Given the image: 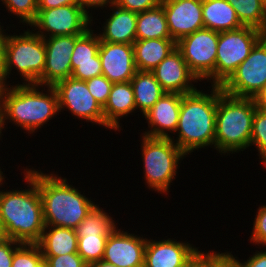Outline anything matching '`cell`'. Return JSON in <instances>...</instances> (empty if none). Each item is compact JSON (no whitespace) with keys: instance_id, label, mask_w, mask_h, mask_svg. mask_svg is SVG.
<instances>
[{"instance_id":"f1b7e54d","label":"cell","mask_w":266,"mask_h":267,"mask_svg":"<svg viewBox=\"0 0 266 267\" xmlns=\"http://www.w3.org/2000/svg\"><path fill=\"white\" fill-rule=\"evenodd\" d=\"M236 11L243 26L261 30L266 34V6L261 0H227Z\"/></svg>"},{"instance_id":"836d02e7","label":"cell","mask_w":266,"mask_h":267,"mask_svg":"<svg viewBox=\"0 0 266 267\" xmlns=\"http://www.w3.org/2000/svg\"><path fill=\"white\" fill-rule=\"evenodd\" d=\"M87 88L95 100L103 108L107 103L113 82L109 81L103 74L86 80Z\"/></svg>"},{"instance_id":"ac0fdd59","label":"cell","mask_w":266,"mask_h":267,"mask_svg":"<svg viewBox=\"0 0 266 267\" xmlns=\"http://www.w3.org/2000/svg\"><path fill=\"white\" fill-rule=\"evenodd\" d=\"M182 94L165 92L143 117L148 123L147 131L141 135L154 138H171L178 126ZM169 133V134H168Z\"/></svg>"},{"instance_id":"e0dca14e","label":"cell","mask_w":266,"mask_h":267,"mask_svg":"<svg viewBox=\"0 0 266 267\" xmlns=\"http://www.w3.org/2000/svg\"><path fill=\"white\" fill-rule=\"evenodd\" d=\"M102 74L111 82H128L137 72L133 45L100 40Z\"/></svg>"},{"instance_id":"7dc6e473","label":"cell","mask_w":266,"mask_h":267,"mask_svg":"<svg viewBox=\"0 0 266 267\" xmlns=\"http://www.w3.org/2000/svg\"><path fill=\"white\" fill-rule=\"evenodd\" d=\"M88 267H117V266L111 263H108L104 260H100V261L89 264Z\"/></svg>"},{"instance_id":"8d00e7d4","label":"cell","mask_w":266,"mask_h":267,"mask_svg":"<svg viewBox=\"0 0 266 267\" xmlns=\"http://www.w3.org/2000/svg\"><path fill=\"white\" fill-rule=\"evenodd\" d=\"M217 251L197 250L182 267H210L221 255Z\"/></svg>"},{"instance_id":"9a60e30c","label":"cell","mask_w":266,"mask_h":267,"mask_svg":"<svg viewBox=\"0 0 266 267\" xmlns=\"http://www.w3.org/2000/svg\"><path fill=\"white\" fill-rule=\"evenodd\" d=\"M171 38L182 37L204 28L202 0H161Z\"/></svg>"},{"instance_id":"60d3db41","label":"cell","mask_w":266,"mask_h":267,"mask_svg":"<svg viewBox=\"0 0 266 267\" xmlns=\"http://www.w3.org/2000/svg\"><path fill=\"white\" fill-rule=\"evenodd\" d=\"M233 257L238 261L240 267H266V249L256 251L255 254L251 255L247 261L241 262L238 257Z\"/></svg>"},{"instance_id":"52a82bcc","label":"cell","mask_w":266,"mask_h":267,"mask_svg":"<svg viewBox=\"0 0 266 267\" xmlns=\"http://www.w3.org/2000/svg\"><path fill=\"white\" fill-rule=\"evenodd\" d=\"M5 33V69L7 79L13 68L22 77V84H39L45 67L44 38L28 29L19 35ZM24 81V82H23ZM26 81V82H25Z\"/></svg>"},{"instance_id":"681fc988","label":"cell","mask_w":266,"mask_h":267,"mask_svg":"<svg viewBox=\"0 0 266 267\" xmlns=\"http://www.w3.org/2000/svg\"><path fill=\"white\" fill-rule=\"evenodd\" d=\"M5 178L6 177H4L3 172L1 170V167H0V187L4 184L3 180H5ZM0 191H1V189H0Z\"/></svg>"},{"instance_id":"5bb4252c","label":"cell","mask_w":266,"mask_h":267,"mask_svg":"<svg viewBox=\"0 0 266 267\" xmlns=\"http://www.w3.org/2000/svg\"><path fill=\"white\" fill-rule=\"evenodd\" d=\"M141 236L116 227L107 238L103 260L117 267H144L147 238Z\"/></svg>"},{"instance_id":"f35d334b","label":"cell","mask_w":266,"mask_h":267,"mask_svg":"<svg viewBox=\"0 0 266 267\" xmlns=\"http://www.w3.org/2000/svg\"><path fill=\"white\" fill-rule=\"evenodd\" d=\"M22 243L11 238L0 243V267H12L14 251Z\"/></svg>"},{"instance_id":"3957f363","label":"cell","mask_w":266,"mask_h":267,"mask_svg":"<svg viewBox=\"0 0 266 267\" xmlns=\"http://www.w3.org/2000/svg\"><path fill=\"white\" fill-rule=\"evenodd\" d=\"M210 94L203 90L183 94L176 140L170 139L186 154L205 147H214L218 86Z\"/></svg>"},{"instance_id":"f546056e","label":"cell","mask_w":266,"mask_h":267,"mask_svg":"<svg viewBox=\"0 0 266 267\" xmlns=\"http://www.w3.org/2000/svg\"><path fill=\"white\" fill-rule=\"evenodd\" d=\"M77 253L89 265L103 260L108 236H77Z\"/></svg>"},{"instance_id":"f6af8a7d","label":"cell","mask_w":266,"mask_h":267,"mask_svg":"<svg viewBox=\"0 0 266 267\" xmlns=\"http://www.w3.org/2000/svg\"><path fill=\"white\" fill-rule=\"evenodd\" d=\"M257 107L266 110V86L255 98Z\"/></svg>"},{"instance_id":"9c48e42d","label":"cell","mask_w":266,"mask_h":267,"mask_svg":"<svg viewBox=\"0 0 266 267\" xmlns=\"http://www.w3.org/2000/svg\"><path fill=\"white\" fill-rule=\"evenodd\" d=\"M219 32L203 28L186 35L176 42V48L189 69L200 80L215 86V65ZM212 80V81H211Z\"/></svg>"},{"instance_id":"f5cc1de1","label":"cell","mask_w":266,"mask_h":267,"mask_svg":"<svg viewBox=\"0 0 266 267\" xmlns=\"http://www.w3.org/2000/svg\"><path fill=\"white\" fill-rule=\"evenodd\" d=\"M261 1L266 6V0H261Z\"/></svg>"},{"instance_id":"d6986e66","label":"cell","mask_w":266,"mask_h":267,"mask_svg":"<svg viewBox=\"0 0 266 267\" xmlns=\"http://www.w3.org/2000/svg\"><path fill=\"white\" fill-rule=\"evenodd\" d=\"M193 244L177 239H148L145 248L144 267H182L198 250Z\"/></svg>"},{"instance_id":"b9f144b4","label":"cell","mask_w":266,"mask_h":267,"mask_svg":"<svg viewBox=\"0 0 266 267\" xmlns=\"http://www.w3.org/2000/svg\"><path fill=\"white\" fill-rule=\"evenodd\" d=\"M65 5H79V0H38V10L52 9Z\"/></svg>"},{"instance_id":"f907efd6","label":"cell","mask_w":266,"mask_h":267,"mask_svg":"<svg viewBox=\"0 0 266 267\" xmlns=\"http://www.w3.org/2000/svg\"><path fill=\"white\" fill-rule=\"evenodd\" d=\"M2 129H1V115H0V139H1V137H2Z\"/></svg>"},{"instance_id":"6da1fadb","label":"cell","mask_w":266,"mask_h":267,"mask_svg":"<svg viewBox=\"0 0 266 267\" xmlns=\"http://www.w3.org/2000/svg\"><path fill=\"white\" fill-rule=\"evenodd\" d=\"M23 171L27 189L0 191V220L8 238L37 243L45 228L37 171L33 167Z\"/></svg>"},{"instance_id":"d590c367","label":"cell","mask_w":266,"mask_h":267,"mask_svg":"<svg viewBox=\"0 0 266 267\" xmlns=\"http://www.w3.org/2000/svg\"><path fill=\"white\" fill-rule=\"evenodd\" d=\"M46 267H88V264L78 253L59 256H43Z\"/></svg>"},{"instance_id":"44dd1931","label":"cell","mask_w":266,"mask_h":267,"mask_svg":"<svg viewBox=\"0 0 266 267\" xmlns=\"http://www.w3.org/2000/svg\"><path fill=\"white\" fill-rule=\"evenodd\" d=\"M109 18L102 25L98 36L101 41L124 43L133 45L136 41L137 13L120 8L117 5L110 7Z\"/></svg>"},{"instance_id":"8992f818","label":"cell","mask_w":266,"mask_h":267,"mask_svg":"<svg viewBox=\"0 0 266 267\" xmlns=\"http://www.w3.org/2000/svg\"><path fill=\"white\" fill-rule=\"evenodd\" d=\"M140 139L145 185L149 190L168 195L177 169L187 155L170 138L142 135Z\"/></svg>"},{"instance_id":"7402d4cb","label":"cell","mask_w":266,"mask_h":267,"mask_svg":"<svg viewBox=\"0 0 266 267\" xmlns=\"http://www.w3.org/2000/svg\"><path fill=\"white\" fill-rule=\"evenodd\" d=\"M136 111L134 92L131 82L113 83L107 103L103 107L105 128L121 130L120 118Z\"/></svg>"},{"instance_id":"30bf717a","label":"cell","mask_w":266,"mask_h":267,"mask_svg":"<svg viewBox=\"0 0 266 267\" xmlns=\"http://www.w3.org/2000/svg\"><path fill=\"white\" fill-rule=\"evenodd\" d=\"M265 86L266 34L221 88L224 93L234 97L256 98Z\"/></svg>"},{"instance_id":"d6a6232c","label":"cell","mask_w":266,"mask_h":267,"mask_svg":"<svg viewBox=\"0 0 266 267\" xmlns=\"http://www.w3.org/2000/svg\"><path fill=\"white\" fill-rule=\"evenodd\" d=\"M256 146L261 163L266 159V110L256 108L251 131L250 146Z\"/></svg>"},{"instance_id":"74e56055","label":"cell","mask_w":266,"mask_h":267,"mask_svg":"<svg viewBox=\"0 0 266 267\" xmlns=\"http://www.w3.org/2000/svg\"><path fill=\"white\" fill-rule=\"evenodd\" d=\"M160 2L161 0H116L115 5L138 14L156 7Z\"/></svg>"},{"instance_id":"cb8c5ba5","label":"cell","mask_w":266,"mask_h":267,"mask_svg":"<svg viewBox=\"0 0 266 267\" xmlns=\"http://www.w3.org/2000/svg\"><path fill=\"white\" fill-rule=\"evenodd\" d=\"M202 12L204 28L224 32L243 27L227 0H202Z\"/></svg>"},{"instance_id":"7bdbcfd3","label":"cell","mask_w":266,"mask_h":267,"mask_svg":"<svg viewBox=\"0 0 266 267\" xmlns=\"http://www.w3.org/2000/svg\"><path fill=\"white\" fill-rule=\"evenodd\" d=\"M232 252L223 254L210 267H240L238 261L233 257Z\"/></svg>"},{"instance_id":"d4e9b609","label":"cell","mask_w":266,"mask_h":267,"mask_svg":"<svg viewBox=\"0 0 266 267\" xmlns=\"http://www.w3.org/2000/svg\"><path fill=\"white\" fill-rule=\"evenodd\" d=\"M77 242L76 229L45 226L37 244L43 256H59L77 253Z\"/></svg>"},{"instance_id":"bcb514c9","label":"cell","mask_w":266,"mask_h":267,"mask_svg":"<svg viewBox=\"0 0 266 267\" xmlns=\"http://www.w3.org/2000/svg\"><path fill=\"white\" fill-rule=\"evenodd\" d=\"M8 30H0V58H5V32Z\"/></svg>"},{"instance_id":"1f68e13d","label":"cell","mask_w":266,"mask_h":267,"mask_svg":"<svg viewBox=\"0 0 266 267\" xmlns=\"http://www.w3.org/2000/svg\"><path fill=\"white\" fill-rule=\"evenodd\" d=\"M2 4L11 13L17 16L18 23L29 26L36 18L38 12V0H1ZM0 1V2H1Z\"/></svg>"},{"instance_id":"ffe728a7","label":"cell","mask_w":266,"mask_h":267,"mask_svg":"<svg viewBox=\"0 0 266 267\" xmlns=\"http://www.w3.org/2000/svg\"><path fill=\"white\" fill-rule=\"evenodd\" d=\"M90 28L76 41L71 55V77L86 81L102 75L101 60L99 57L100 39L98 33Z\"/></svg>"},{"instance_id":"7c38bea8","label":"cell","mask_w":266,"mask_h":267,"mask_svg":"<svg viewBox=\"0 0 266 267\" xmlns=\"http://www.w3.org/2000/svg\"><path fill=\"white\" fill-rule=\"evenodd\" d=\"M53 87L58 94L60 112L68 109L77 119L105 128L103 108L89 92L86 81L68 77L57 82Z\"/></svg>"},{"instance_id":"484cf974","label":"cell","mask_w":266,"mask_h":267,"mask_svg":"<svg viewBox=\"0 0 266 267\" xmlns=\"http://www.w3.org/2000/svg\"><path fill=\"white\" fill-rule=\"evenodd\" d=\"M130 82L134 92L136 111L139 110L142 116L165 93L154 74L149 71H137Z\"/></svg>"},{"instance_id":"4fadbf2b","label":"cell","mask_w":266,"mask_h":267,"mask_svg":"<svg viewBox=\"0 0 266 267\" xmlns=\"http://www.w3.org/2000/svg\"><path fill=\"white\" fill-rule=\"evenodd\" d=\"M81 35H66L44 38L46 49L45 67L40 85L54 86L57 82L71 77V55L75 41Z\"/></svg>"},{"instance_id":"816d5d0a","label":"cell","mask_w":266,"mask_h":267,"mask_svg":"<svg viewBox=\"0 0 266 267\" xmlns=\"http://www.w3.org/2000/svg\"><path fill=\"white\" fill-rule=\"evenodd\" d=\"M262 164L264 165V167L266 169V159L262 162Z\"/></svg>"},{"instance_id":"7a4b0ae2","label":"cell","mask_w":266,"mask_h":267,"mask_svg":"<svg viewBox=\"0 0 266 267\" xmlns=\"http://www.w3.org/2000/svg\"><path fill=\"white\" fill-rule=\"evenodd\" d=\"M45 87L18 82L0 91L1 129L5 130L10 120L30 135L54 118L60 112L58 94L53 86Z\"/></svg>"},{"instance_id":"ab89813d","label":"cell","mask_w":266,"mask_h":267,"mask_svg":"<svg viewBox=\"0 0 266 267\" xmlns=\"http://www.w3.org/2000/svg\"><path fill=\"white\" fill-rule=\"evenodd\" d=\"M116 4V0H79V6L92 17V24H93V16L92 13L89 14L90 9L97 10L98 8L104 9L107 6L110 8L111 6Z\"/></svg>"},{"instance_id":"603a6c76","label":"cell","mask_w":266,"mask_h":267,"mask_svg":"<svg viewBox=\"0 0 266 267\" xmlns=\"http://www.w3.org/2000/svg\"><path fill=\"white\" fill-rule=\"evenodd\" d=\"M137 71L151 72L176 48L173 39L136 40L133 43Z\"/></svg>"},{"instance_id":"ba28073f","label":"cell","mask_w":266,"mask_h":267,"mask_svg":"<svg viewBox=\"0 0 266 267\" xmlns=\"http://www.w3.org/2000/svg\"><path fill=\"white\" fill-rule=\"evenodd\" d=\"M264 35L261 30L249 26L219 32L215 86H222L230 78Z\"/></svg>"},{"instance_id":"c3c4849f","label":"cell","mask_w":266,"mask_h":267,"mask_svg":"<svg viewBox=\"0 0 266 267\" xmlns=\"http://www.w3.org/2000/svg\"><path fill=\"white\" fill-rule=\"evenodd\" d=\"M8 237L6 236L4 226L0 220V243L4 242Z\"/></svg>"},{"instance_id":"277c9868","label":"cell","mask_w":266,"mask_h":267,"mask_svg":"<svg viewBox=\"0 0 266 267\" xmlns=\"http://www.w3.org/2000/svg\"><path fill=\"white\" fill-rule=\"evenodd\" d=\"M66 179L57 173L46 174L37 170L45 226L76 229L96 205Z\"/></svg>"},{"instance_id":"8fae6325","label":"cell","mask_w":266,"mask_h":267,"mask_svg":"<svg viewBox=\"0 0 266 267\" xmlns=\"http://www.w3.org/2000/svg\"><path fill=\"white\" fill-rule=\"evenodd\" d=\"M29 26L42 38L83 35L92 28V17L79 5H65L38 10L36 18Z\"/></svg>"},{"instance_id":"83f0119b","label":"cell","mask_w":266,"mask_h":267,"mask_svg":"<svg viewBox=\"0 0 266 267\" xmlns=\"http://www.w3.org/2000/svg\"><path fill=\"white\" fill-rule=\"evenodd\" d=\"M117 227L106 210L95 205L76 228L77 236H109Z\"/></svg>"},{"instance_id":"4316f807","label":"cell","mask_w":266,"mask_h":267,"mask_svg":"<svg viewBox=\"0 0 266 267\" xmlns=\"http://www.w3.org/2000/svg\"><path fill=\"white\" fill-rule=\"evenodd\" d=\"M172 39L168 30L163 5L138 13L136 40Z\"/></svg>"},{"instance_id":"4dcf8cb0","label":"cell","mask_w":266,"mask_h":267,"mask_svg":"<svg viewBox=\"0 0 266 267\" xmlns=\"http://www.w3.org/2000/svg\"><path fill=\"white\" fill-rule=\"evenodd\" d=\"M44 258L37 243H22L15 251L12 267H41Z\"/></svg>"},{"instance_id":"ee69618b","label":"cell","mask_w":266,"mask_h":267,"mask_svg":"<svg viewBox=\"0 0 266 267\" xmlns=\"http://www.w3.org/2000/svg\"><path fill=\"white\" fill-rule=\"evenodd\" d=\"M7 82V74L5 69V58H0V91H3L5 88L9 87Z\"/></svg>"},{"instance_id":"e575fe53","label":"cell","mask_w":266,"mask_h":267,"mask_svg":"<svg viewBox=\"0 0 266 267\" xmlns=\"http://www.w3.org/2000/svg\"><path fill=\"white\" fill-rule=\"evenodd\" d=\"M253 222L250 243L266 247V205L259 206Z\"/></svg>"},{"instance_id":"5b68a950","label":"cell","mask_w":266,"mask_h":267,"mask_svg":"<svg viewBox=\"0 0 266 267\" xmlns=\"http://www.w3.org/2000/svg\"><path fill=\"white\" fill-rule=\"evenodd\" d=\"M255 98L234 97L218 86L214 149L220 154H235L250 147Z\"/></svg>"},{"instance_id":"2e32d148","label":"cell","mask_w":266,"mask_h":267,"mask_svg":"<svg viewBox=\"0 0 266 267\" xmlns=\"http://www.w3.org/2000/svg\"><path fill=\"white\" fill-rule=\"evenodd\" d=\"M151 72L167 93L183 95L194 92L197 90L194 84L200 81L189 69L177 48L172 50Z\"/></svg>"},{"instance_id":"db71d44e","label":"cell","mask_w":266,"mask_h":267,"mask_svg":"<svg viewBox=\"0 0 266 267\" xmlns=\"http://www.w3.org/2000/svg\"><path fill=\"white\" fill-rule=\"evenodd\" d=\"M3 27H4V26H1V22H0V30H4Z\"/></svg>"}]
</instances>
